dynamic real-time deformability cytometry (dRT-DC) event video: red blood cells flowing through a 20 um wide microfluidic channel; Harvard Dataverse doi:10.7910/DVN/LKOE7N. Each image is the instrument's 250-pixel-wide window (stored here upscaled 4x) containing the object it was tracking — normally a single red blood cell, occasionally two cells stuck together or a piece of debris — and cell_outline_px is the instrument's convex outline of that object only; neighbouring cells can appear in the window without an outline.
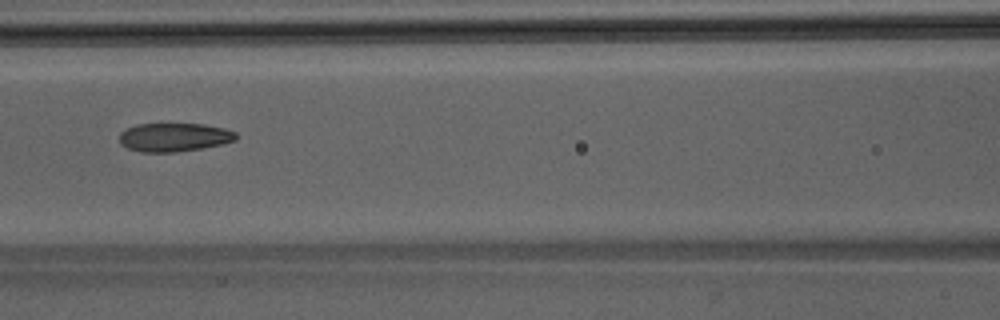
{"species": "Egyptian fruit bat (a non-hibernating species)", "species_latin": "Rousettus aegyptiacus", "temperature_condition": "room temperature", "stored_images_in_passage": 38, "camera_frame_rate_fps": 3000, "um_per_image_px": 0.085, "animal": {"sex": "male"}, "frame": {"image": 1, "passage_image": 12, "time_ms": 3.667, "image_size_px": [1000, 320], "cell_outline_px": [[240, 136], [236, 140], [224, 144], [176, 152], [140, 152], [128, 148], [120, 144], [120, 132], [136, 124], [204, 124], [224, 128], [236, 132]], "centroid_in_image_um": [14.84, 11.66], "position_along_channel_um": 151.8, "area_um2": 19.54}}
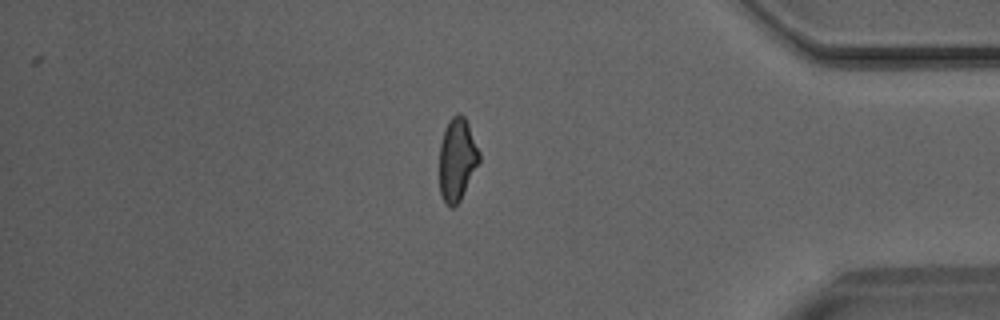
{"frame": {"image": 2, "passage_image": 31, "time_ms": 10.0, "image_size_px": [1000, 320], "cell_outline_px": [[480, 160], [460, 200], [452, 208], [448, 208], [440, 192], [440, 144], [444, 128], [448, 120], [456, 112], [460, 112], [464, 116], [468, 124], [480, 152]], "centroid_in_image_um": [38.85, 13.51], "position_along_channel_um": 396.4, "area_um2": 19.19}}
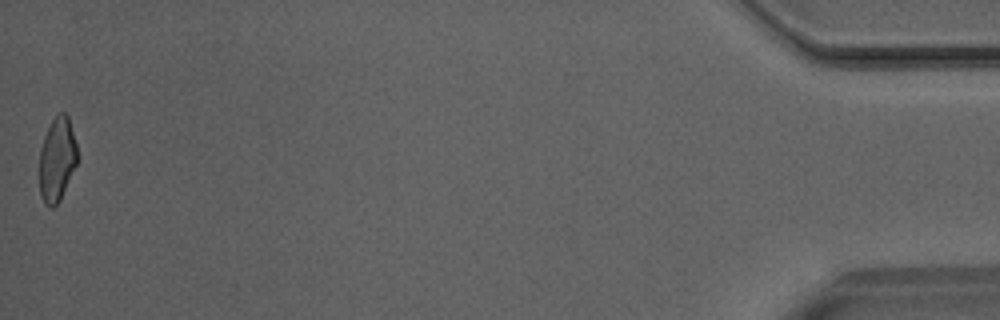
{"frame": {"image": 3, "passage_image": 38, "time_ms": 12.333, "image_size_px": [1000, 320], "cell_outline_px": [[80, 156], [60, 200], [52, 208], [48, 208], [44, 204], [40, 196], [40, 148], [44, 136], [52, 120], [60, 112], [64, 112], [68, 116]], "centroid_in_image_um": [4.86, 13.57], "position_along_channel_um": 430.3, "area_um2": 18.73}}